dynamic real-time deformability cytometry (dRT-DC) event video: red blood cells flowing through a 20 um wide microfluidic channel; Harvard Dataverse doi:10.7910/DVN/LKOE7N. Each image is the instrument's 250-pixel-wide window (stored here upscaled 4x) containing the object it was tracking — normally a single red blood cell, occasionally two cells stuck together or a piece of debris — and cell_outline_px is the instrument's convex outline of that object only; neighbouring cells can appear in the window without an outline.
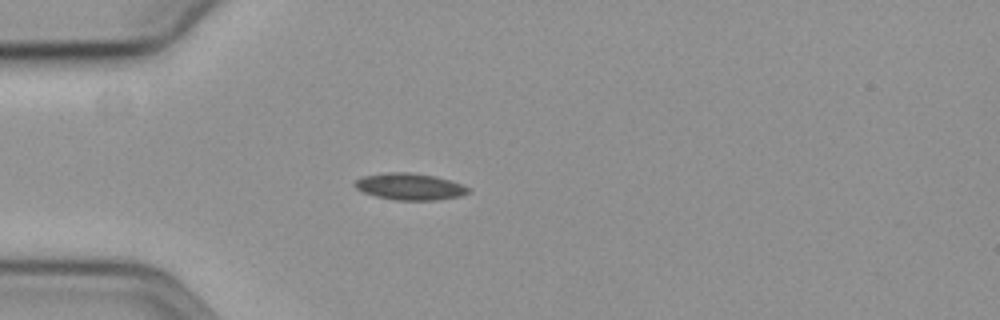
{"species": "common noctule bat (a hibernating species)", "species_latin": "Nyctalus noctula", "temperature_condition": "cold", "stored_images_in_passage": 57, "camera_frame_rate_fps": 3000, "um_per_image_px": 0.085, "animal": {"sex": "female", "body_mass_g": 19.3, "forearm_length_mm": 54.1}, "frame": {"image": 1, "passage_image": 16, "time_ms": 5.0, "image_size_px": [1000, 320], "cell_outline_px": [[472, 192], [460, 196], [436, 200], [392, 200], [376, 196], [364, 192], [356, 188], [352, 184], [356, 180], [364, 176], [380, 172], [408, 172], [436, 176], [472, 188]], "centroid_in_image_um": [34.83, 15.86], "position_along_channel_um": 50.2, "area_um2": 17.8}}
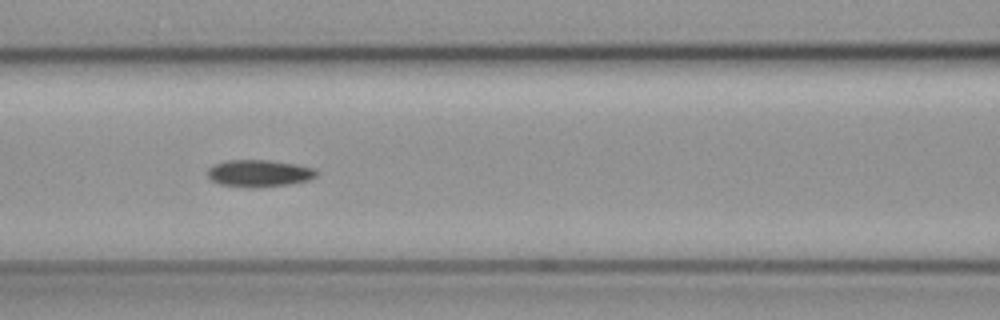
{"frame": {"image": 2, "passage_image": 25, "time_ms": 8.0, "image_size_px": [1000, 320], "cell_outline_px": [[316, 176], [308, 180], [288, 184], [256, 188], [248, 188], [220, 184], [212, 180], [208, 176], [208, 168], [216, 164], [228, 160], [272, 160], [296, 164], [316, 168]], "centroid_in_image_um": [22.04, 14.73], "position_along_channel_um": 144.6, "area_um2": 17.17}}
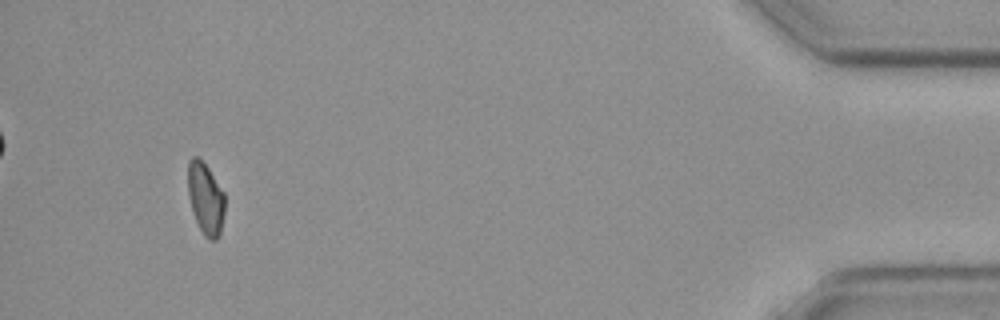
{"frame": {"image": 3, "passage_image": 54, "time_ms": 17.667, "image_size_px": [1000, 320], "cell_outline_px": [[224, 212], [220, 236], [216, 240], [208, 240], [204, 236], [196, 220], [188, 196], [188, 160], [192, 156], [196, 156], [208, 168], [224, 192]], "centroid_in_image_um": [17.48, 16.9], "position_along_channel_um": 417.7, "area_um2": 15.37}, "authors_computed_cell_mechanics": {"area_um2": 16.473, "velocity_mm_per_s": 3.6067, "shape_relaxation_time_tau1_ms": 5.6361, "shape_relaxation_time_tau2_ms": null, "deformation_change_tau1": 0.0918, "deformation_change_tau2": null}}